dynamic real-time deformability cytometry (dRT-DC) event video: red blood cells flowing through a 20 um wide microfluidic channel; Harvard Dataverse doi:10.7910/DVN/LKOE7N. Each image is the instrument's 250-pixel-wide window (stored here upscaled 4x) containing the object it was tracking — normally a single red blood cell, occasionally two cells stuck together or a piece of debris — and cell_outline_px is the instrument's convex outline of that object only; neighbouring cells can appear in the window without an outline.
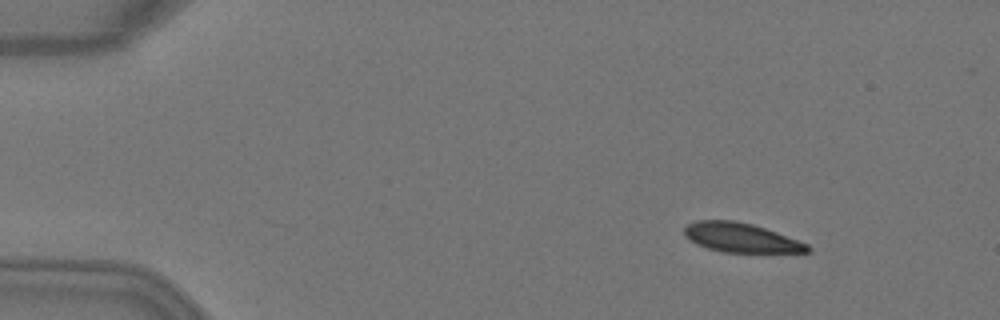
{"species": "Egyptian fruit bat (a non-hibernating species)", "species_latin": "Rousettus aegyptiacus", "temperature_condition": "warm", "stored_images_in_passage": 4, "camera_frame_rate_fps": 3000, "um_per_image_px": 0.085, "animal": {"sex": "female"}, "frame": {"image": 1, "passage_image": 1, "time_ms": 0.0, "image_size_px": [1000, 320], "cell_outline_px": [[812, 248], [808, 252], [724, 252], [708, 248], [696, 244], [688, 240], [684, 236], [684, 228], [688, 224], [696, 220], [732, 220], [752, 224], [776, 232], [808, 244]], "centroid_in_image_um": [62.94, 20.2], "position_along_channel_um": 22.1, "area_um2": 20.92}}